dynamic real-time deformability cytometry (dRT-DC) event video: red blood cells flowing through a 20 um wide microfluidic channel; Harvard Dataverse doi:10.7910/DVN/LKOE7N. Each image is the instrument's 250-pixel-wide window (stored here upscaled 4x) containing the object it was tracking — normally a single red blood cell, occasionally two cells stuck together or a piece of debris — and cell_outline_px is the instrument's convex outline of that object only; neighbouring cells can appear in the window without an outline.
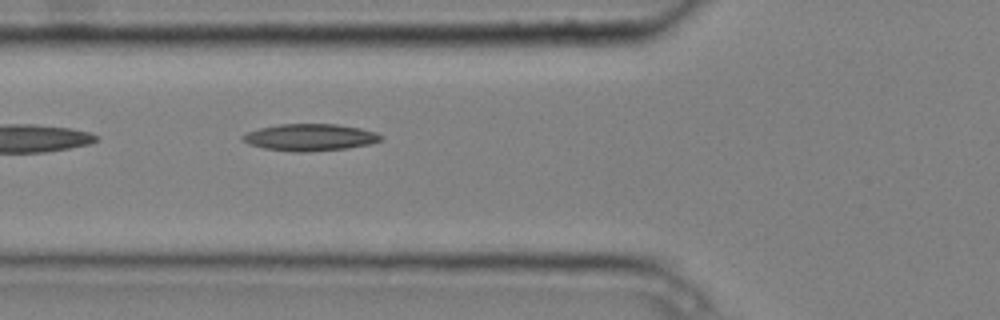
{"species": "common noctule bat (a hibernating species)", "species_latin": "Nyctalus noctula", "temperature_condition": "cold", "stored_images_in_passage": 3, "camera_frame_rate_fps": 3000, "um_per_image_px": 0.085, "animal": {"sex": "male", "body_mass_g": 20.4}, "frame": {"image": 1, "passage_image": 3, "time_ms": 0.667, "image_size_px": [1000, 320], "cell_outline_px": [[384, 140], [368, 144], [348, 148], [308, 152], [292, 152], [264, 148], [248, 144], [240, 136], [248, 132], [260, 128], [280, 124], [336, 124], [360, 128], [376, 132], [384, 136]], "centroid_in_image_um": [26.38, 11.68], "position_along_channel_um": 99.4, "area_um2": 21.73}}